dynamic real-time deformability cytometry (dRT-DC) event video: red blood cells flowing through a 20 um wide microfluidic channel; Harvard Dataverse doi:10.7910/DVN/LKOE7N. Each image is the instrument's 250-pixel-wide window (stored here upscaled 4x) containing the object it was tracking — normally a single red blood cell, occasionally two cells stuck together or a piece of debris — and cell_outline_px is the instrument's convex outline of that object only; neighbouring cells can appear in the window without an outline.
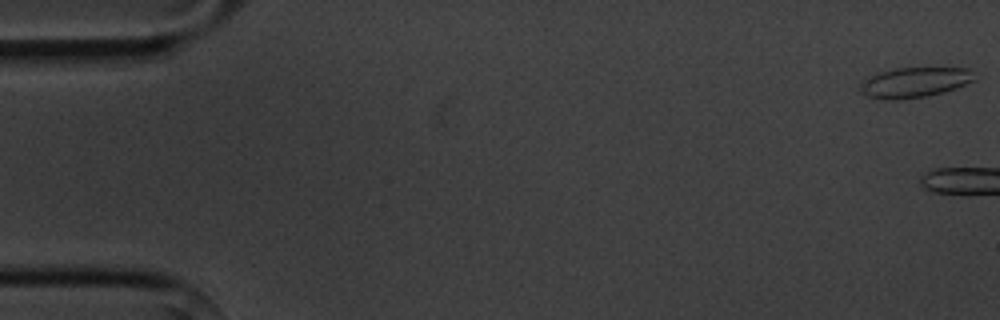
{"species": "common noctule bat (a hibernating species)", "species_latin": "Nyctalus noctula", "temperature_condition": "cold", "stored_images_in_passage": 4, "camera_frame_rate_fps": 3000, "um_per_image_px": 0.085, "animal": {"sex": "male", "body_mass_g": 20.1, "forearm_length_mm": 53.5}, "frame": {"image": 1, "passage_image": 1, "time_ms": 0.0, "image_size_px": [1000, 320], "cell_outline_px": [[976, 80], [956, 88], [944, 92], [904, 100], [884, 100], [868, 96], [860, 92], [856, 84], [880, 72], [896, 68], [968, 68]], "centroid_in_image_um": [77.69, 7.02], "position_along_channel_um": 7.3, "area_um2": 20.17}}